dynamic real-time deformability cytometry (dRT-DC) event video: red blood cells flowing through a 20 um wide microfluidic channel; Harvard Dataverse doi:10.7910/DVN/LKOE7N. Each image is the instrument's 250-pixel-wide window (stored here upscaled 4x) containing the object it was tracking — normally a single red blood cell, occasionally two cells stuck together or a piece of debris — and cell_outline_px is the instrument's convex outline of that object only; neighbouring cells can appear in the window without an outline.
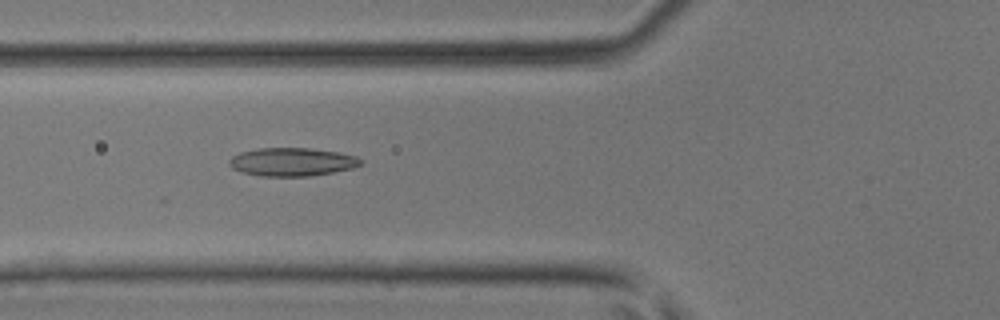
{"species": "common noctule bat (a hibernating species)", "species_latin": "Nyctalus noctula", "temperature_condition": "room temperature", "stored_images_in_passage": 47, "camera_frame_rate_fps": 3000, "um_per_image_px": 0.085, "animal": {"sex": "male", "body_mass_g": 17.9, "forearm_length_mm": 54.2}, "frame": {"image": 1, "passage_image": 18, "time_ms": 5.667, "image_size_px": [1000, 320], "cell_outline_px": [[364, 164], [352, 168], [312, 176], [260, 176], [244, 172], [232, 168], [228, 164], [228, 160], [232, 156], [240, 152], [260, 148], [308, 148], [336, 152], [356, 156], [364, 160]], "centroid_in_image_um": [24.84, 13.76], "position_along_channel_um": 101.0, "area_um2": 21.68}}
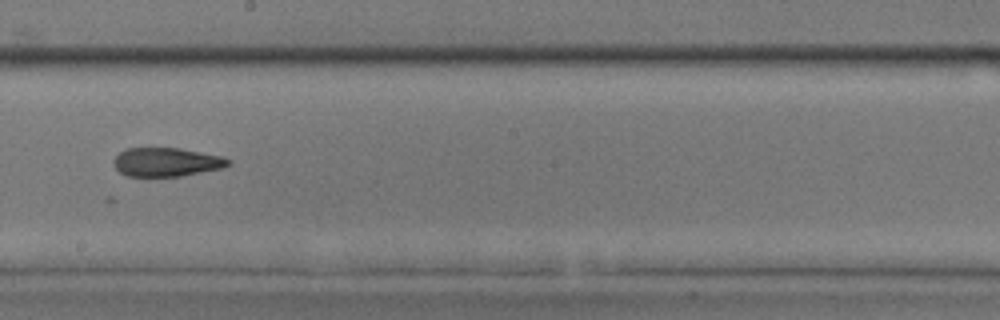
{"frame": {"image": 2, "passage_image": 27, "time_ms": 8.667, "image_size_px": [1000, 320], "cell_outline_px": [[232, 164], [224, 168], [180, 176], [128, 176], [120, 172], [116, 168], [112, 160], [120, 152], [128, 148], [180, 148], [224, 156]], "centroid_in_image_um": [14.18, 13.77], "position_along_channel_um": 234.0, "area_um2": 19.25}}
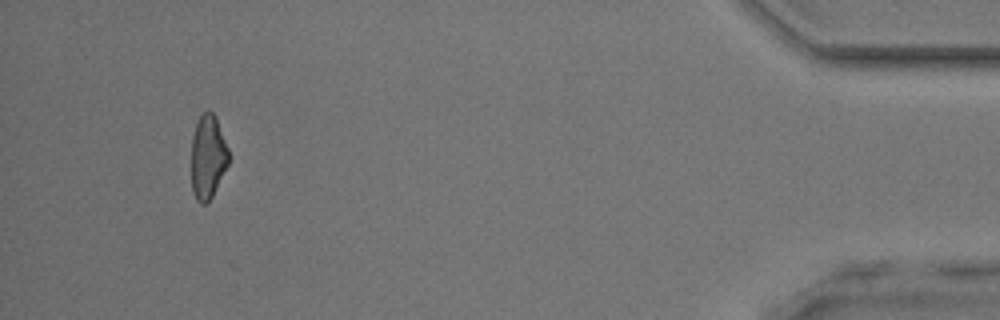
{"frame": {"image": 3, "passage_image": 44, "time_ms": 14.333, "image_size_px": [1000, 320], "cell_outline_px": [[228, 164], [212, 196], [204, 204], [200, 204], [196, 200], [192, 192], [192, 136], [196, 124], [200, 116], [204, 112], [212, 112], [216, 116], [228, 148]], "centroid_in_image_um": [17.66, 13.34], "position_along_channel_um": 417.5, "area_um2": 18.03}}